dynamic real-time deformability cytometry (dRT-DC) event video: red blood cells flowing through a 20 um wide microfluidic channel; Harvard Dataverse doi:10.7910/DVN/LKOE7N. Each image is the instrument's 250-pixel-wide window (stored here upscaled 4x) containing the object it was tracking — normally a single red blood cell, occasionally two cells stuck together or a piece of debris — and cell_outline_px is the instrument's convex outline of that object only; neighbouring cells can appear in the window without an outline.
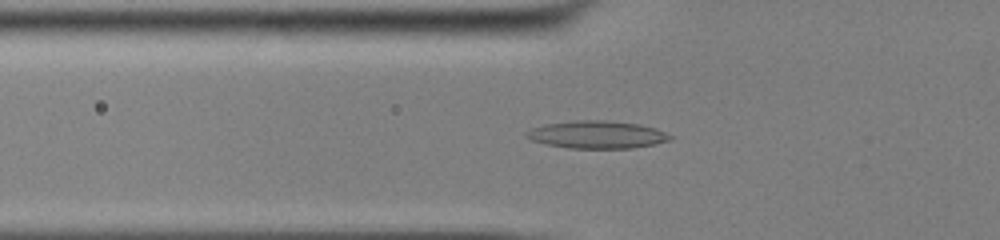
{"species": "common noctule bat (a hibernating species)", "species_latin": "Nyctalus noctula", "temperature_condition": "cold", "stored_images_in_passage": 39, "camera_frame_rate_fps": 3000, "um_per_image_px": 0.085, "animal": {"sex": "male", "body_mass_g": 13.0, "forearm_length_mm": 53.1}, "frame": {"image": 1, "passage_image": 5, "time_ms": 1.333, "image_size_px": [1000, 240], "cell_outline_px": [[672, 140], [656, 144], [632, 148], [568, 148], [548, 144], [532, 140], [524, 136], [524, 132], [532, 128], [544, 124], [576, 120], [604, 120], [640, 124], [656, 128], [672, 136]], "centroid_in_image_um": [50.75, 11.44], "position_along_channel_um": 75.0, "area_um2": 23.18}}
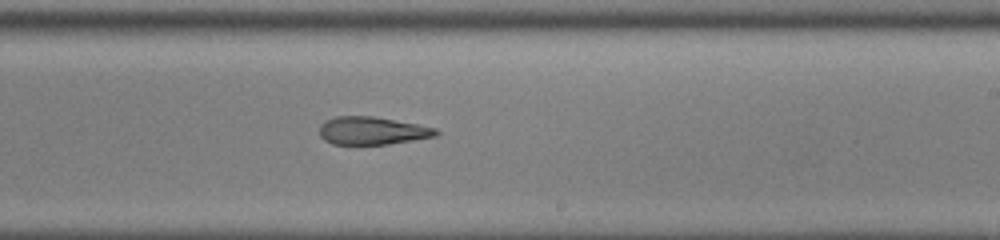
{"frame": {"image": 2, "passage_image": 19, "time_ms": 6.0, "image_size_px": [1000, 240], "cell_outline_px": [[440, 132], [436, 136], [388, 144], [332, 144], [324, 140], [320, 136], [320, 124], [324, 120], [336, 116], [372, 116], [416, 124], [436, 128]], "centroid_in_image_um": [31.6, 11.11], "position_along_channel_um": 257.4, "area_um2": 18.84}}
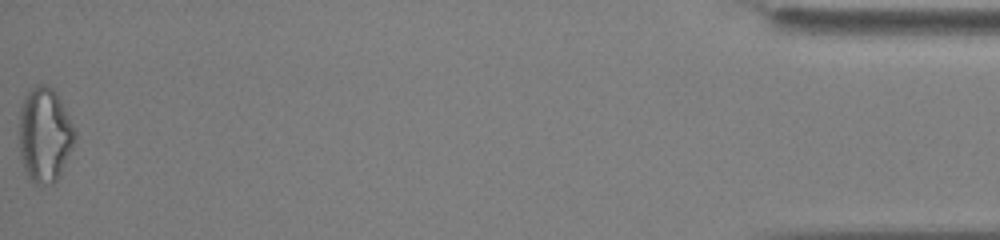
{"frame": {"image": 3, "passage_image": 39, "time_ms": 12.667, "image_size_px": [1000, 240], "cell_outline_px": [[76, 140], [60, 176], [52, 184], [32, 184], [24, 168], [20, 156], [20, 108], [24, 96], [32, 88], [40, 84], [44, 84], [52, 88], [56, 92], [76, 132]], "centroid_in_image_um": [3.8, 11.49], "position_along_channel_um": 431.4, "area_um2": 30.69}, "authors_computed_cell_mechanics": {"area_um2": 20.519, "velocity_mm_per_s": 3.913, "shape_relaxation_time_tau1_ms": 10.8864, "shape_relaxation_time_tau2_ms": 3.8948, "deformation_change_tau1": 0.2589, "deformation_change_tau2": 0.1616}}